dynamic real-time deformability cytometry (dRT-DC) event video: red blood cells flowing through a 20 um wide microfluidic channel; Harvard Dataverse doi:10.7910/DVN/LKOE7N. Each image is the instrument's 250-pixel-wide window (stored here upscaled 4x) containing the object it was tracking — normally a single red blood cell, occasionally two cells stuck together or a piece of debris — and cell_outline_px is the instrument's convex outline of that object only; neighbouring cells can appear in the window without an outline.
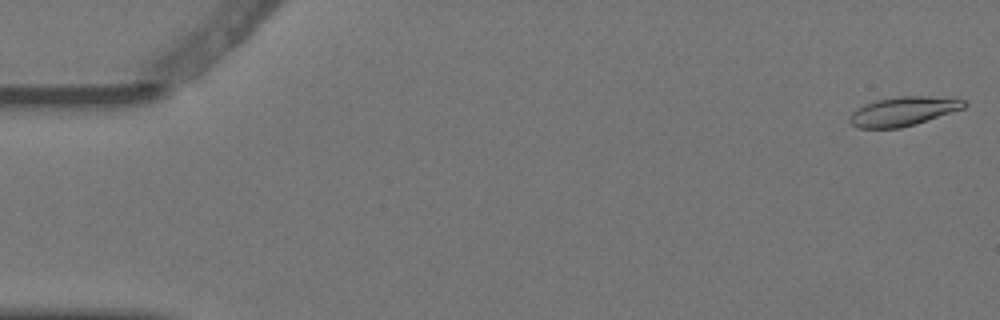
{"species": "Egyptian fruit bat (a non-hibernating species)", "species_latin": "Rousettus aegyptiacus", "temperature_condition": "warm", "stored_images_in_passage": 5, "camera_frame_rate_fps": 3000, "um_per_image_px": 0.085, "animal": {"sex": "female"}, "frame": {"image": 1, "passage_image": 1, "time_ms": 0.0, "image_size_px": [1000, 320], "cell_outline_px": [[968, 104], [964, 108], [916, 124], [900, 128], [856, 128], [848, 120], [852, 112], [856, 108], [864, 104], [876, 100], [900, 96], [928, 96], [964, 100]], "centroid_in_image_um": [76.74, 9.46], "position_along_channel_um": 8.3, "area_um2": 19.36}}
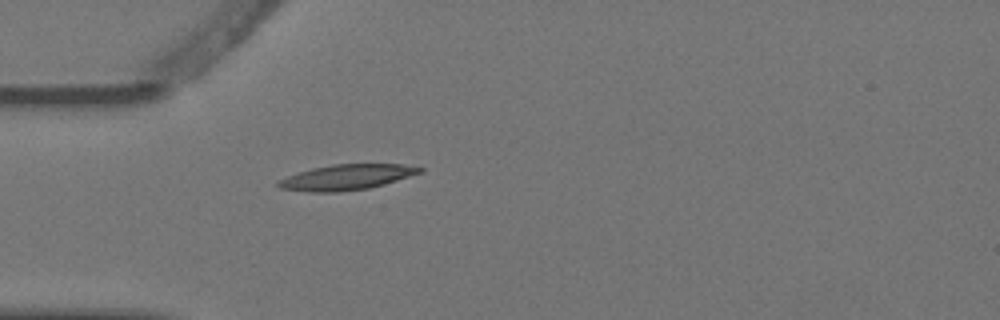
{"frame": {"image": 2, "passage_image": 5, "time_ms": 1.333, "image_size_px": [1000, 320], "cell_outline_px": [[424, 172], [384, 184], [368, 188], [336, 192], [308, 192], [280, 188], [276, 184], [276, 180], [312, 168], [332, 164], [404, 164], [424, 168]], "centroid_in_image_um": [29.46, 15.06], "position_along_channel_um": 55.5, "area_um2": 20.98}}